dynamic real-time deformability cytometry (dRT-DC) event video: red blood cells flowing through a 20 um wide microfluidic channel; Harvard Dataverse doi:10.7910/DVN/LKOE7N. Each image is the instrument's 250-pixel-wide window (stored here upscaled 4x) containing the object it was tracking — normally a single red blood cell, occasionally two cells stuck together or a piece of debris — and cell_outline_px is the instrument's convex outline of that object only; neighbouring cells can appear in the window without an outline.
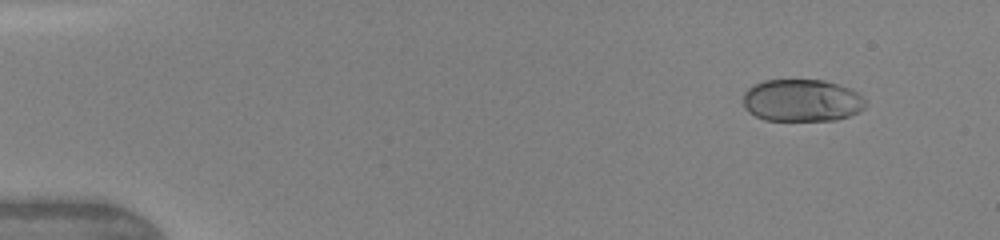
{"species": "human", "species_latin": "Homo sapiens", "temperature_condition": "warm", "stored_images_in_passage": 7, "camera_frame_rate_fps": 3000, "um_per_image_px": 0.085, "donor": {"sex": "female"}, "frame": {"image": 1, "passage_image": 2, "time_ms": 0.667, "image_size_px": [1000, 240], "cell_outline_px": [[868, 104], [864, 108], [848, 116], [836, 120], [764, 120], [748, 112], [744, 108], [744, 92], [752, 84], [764, 80], [824, 80], [848, 88], [856, 92]], "centroid_in_image_um": [68.12, 8.54], "position_along_channel_um": 16.9, "area_um2": 30.11}}
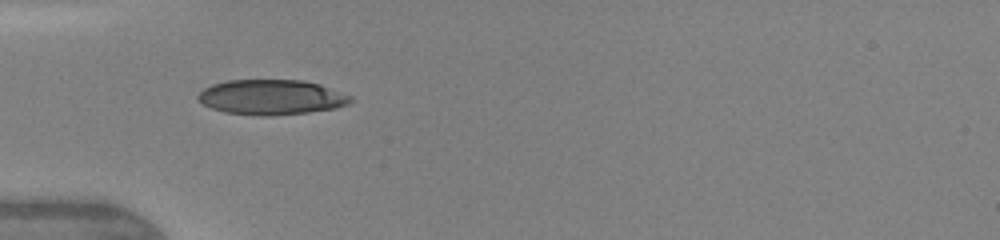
{"frame": {"image": 2, "passage_image": 6, "time_ms": 4.333, "image_size_px": [1000, 240], "cell_outline_px": [[352, 100], [348, 104], [336, 108], [308, 112], [268, 116], [260, 116], [224, 112], [212, 108], [204, 104], [196, 96], [204, 88], [212, 84], [228, 80], [304, 80], [320, 84], [352, 96]], "centroid_in_image_um": [23.08, 8.26], "position_along_channel_um": 61.9, "area_um2": 31.15}}